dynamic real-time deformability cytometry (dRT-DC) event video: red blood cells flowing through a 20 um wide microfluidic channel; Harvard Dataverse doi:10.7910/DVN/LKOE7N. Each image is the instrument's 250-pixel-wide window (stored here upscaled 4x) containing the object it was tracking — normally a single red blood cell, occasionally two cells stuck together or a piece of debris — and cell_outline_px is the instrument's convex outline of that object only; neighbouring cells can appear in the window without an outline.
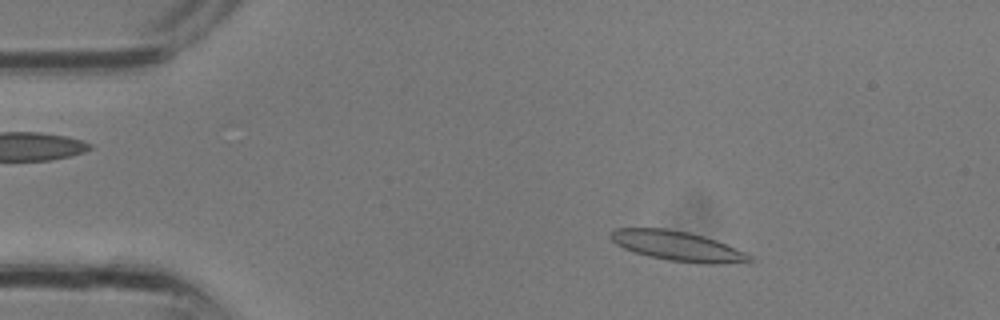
{"species": "common noctule bat (a hibernating species)", "species_latin": "Nyctalus noctula", "temperature_condition": "room temperature", "stored_images_in_passage": 12, "camera_frame_rate_fps": 3000, "um_per_image_px": 0.085, "animal": {"sex": "male", "body_mass_g": 13.3}, "frame": {"image": 1, "passage_image": 4, "time_ms": 1.0, "image_size_px": [1000, 320], "cell_outline_px": [[752, 264], [704, 264], [668, 260], [648, 256], [624, 248], [616, 244], [608, 236], [616, 228], [668, 228], [688, 232], [704, 236], [716, 240], [744, 252], [752, 256]], "centroid_in_image_um": [57.66, 20.93], "position_along_channel_um": 27.3, "area_um2": 24.33}}
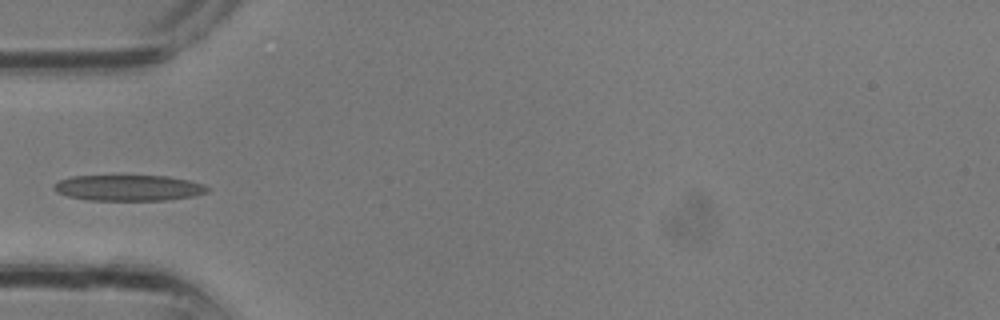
{"frame": {"image": 2, "passage_image": 9, "time_ms": 2.667, "image_size_px": [1000, 320], "cell_outline_px": [[208, 192], [192, 196], [168, 200], [88, 200], [68, 196], [56, 192], [52, 188], [60, 180], [72, 176], [168, 176], [188, 180], [204, 184], [208, 188]], "centroid_in_image_um": [10.93, 15.97], "position_along_channel_um": 74.1, "area_um2": 23.0}}
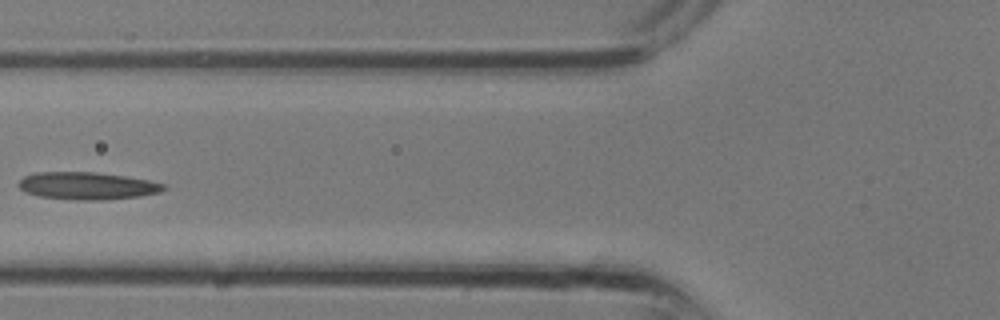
{"frame": {"image": 3, "passage_image": 11, "time_ms": 3.333, "image_size_px": [1000, 320], "cell_outline_px": [[168, 188], [160, 192], [140, 196], [100, 200], [76, 200], [40, 196], [24, 192], [20, 188], [20, 180], [24, 176], [36, 172], [96, 172], [124, 176], [148, 180], [164, 184]], "centroid_in_image_um": [7.42, 15.79], "position_along_channel_um": 118.4, "area_um2": 23.06}}